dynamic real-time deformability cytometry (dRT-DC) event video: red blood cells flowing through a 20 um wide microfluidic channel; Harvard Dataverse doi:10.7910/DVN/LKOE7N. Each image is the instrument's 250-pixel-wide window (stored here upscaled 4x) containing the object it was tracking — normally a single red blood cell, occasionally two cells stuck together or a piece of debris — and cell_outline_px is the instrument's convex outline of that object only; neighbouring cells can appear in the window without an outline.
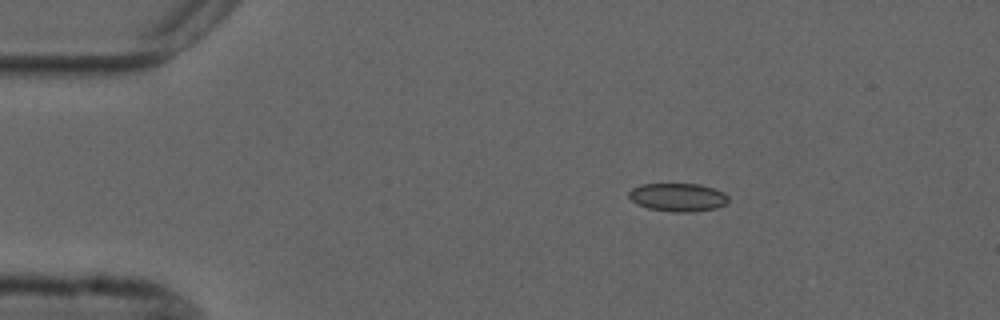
{"species": "common noctule bat (a hibernating species)", "species_latin": "Nyctalus noctula", "temperature_condition": "cold", "stored_images_in_passage": 3, "camera_frame_rate_fps": 3000, "um_per_image_px": 0.085, "animal": {"sex": "male", "forearm_length_mm": 52.5}, "frame": {"image": 1, "passage_image": 1, "time_ms": 0.0, "image_size_px": [1000, 320], "cell_outline_px": [[728, 200], [724, 204], [716, 208], [692, 212], [672, 212], [648, 208], [636, 204], [628, 196], [628, 192], [632, 188], [640, 184], [700, 184], [724, 192], [728, 196]], "centroid_in_image_um": [57.59, 16.77], "position_along_channel_um": 27.4, "area_um2": 16.42}}
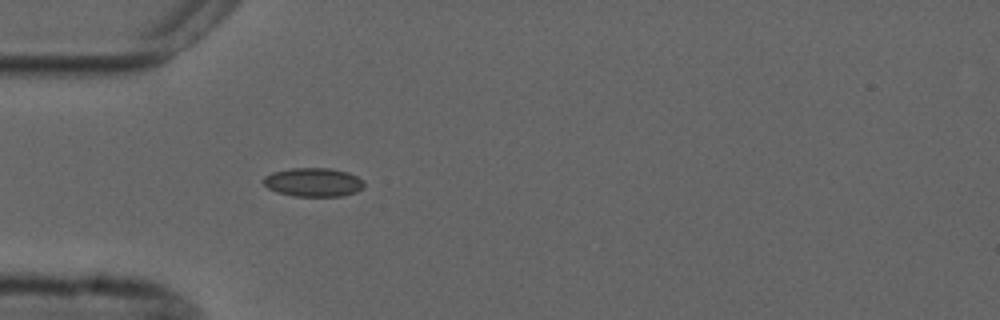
{"frame": {"image": 2, "passage_image": 3, "time_ms": 2.333, "image_size_px": [1000, 320], "cell_outline_px": [[364, 184], [356, 192], [344, 196], [292, 196], [276, 192], [268, 188], [260, 180], [264, 176], [272, 172], [292, 168], [328, 168], [348, 172], [364, 180]], "centroid_in_image_um": [26.59, 15.49], "position_along_channel_um": 58.4, "area_um2": 16.99}}